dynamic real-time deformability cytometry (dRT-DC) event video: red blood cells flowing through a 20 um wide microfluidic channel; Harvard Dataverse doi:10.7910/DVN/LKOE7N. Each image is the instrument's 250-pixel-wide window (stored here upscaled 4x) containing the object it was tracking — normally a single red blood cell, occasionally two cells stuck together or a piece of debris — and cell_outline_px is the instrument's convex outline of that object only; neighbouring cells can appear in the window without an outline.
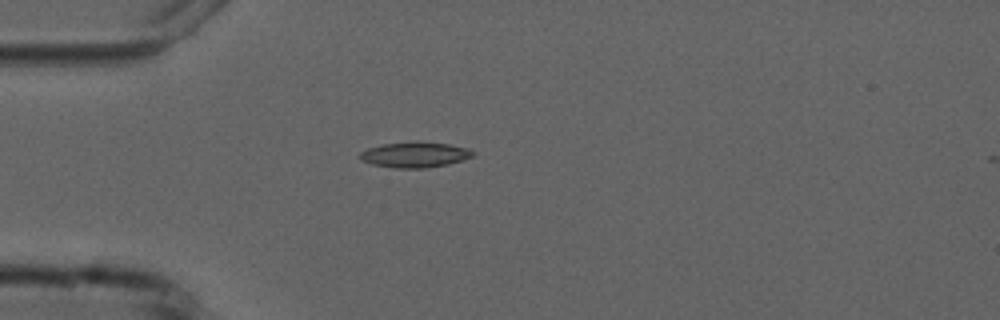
{"species": "common noctule bat (a hibernating species)", "species_latin": "Nyctalus noctula", "temperature_condition": "cold", "stored_images_in_passage": 3, "camera_frame_rate_fps": 3000, "um_per_image_px": 0.085, "animal": {"sex": "male", "forearm_length_mm": 52.5}, "frame": {"image": 1, "passage_image": 2, "time_ms": 1.333, "image_size_px": [1000, 320], "cell_outline_px": [[476, 152], [472, 156], [448, 164], [428, 168], [396, 168], [372, 164], [360, 160], [356, 156], [360, 152], [368, 148], [380, 144], [416, 140], [448, 144], [468, 148]], "centroid_in_image_um": [35.21, 13.13], "position_along_channel_um": 49.8, "area_um2": 17.11}}